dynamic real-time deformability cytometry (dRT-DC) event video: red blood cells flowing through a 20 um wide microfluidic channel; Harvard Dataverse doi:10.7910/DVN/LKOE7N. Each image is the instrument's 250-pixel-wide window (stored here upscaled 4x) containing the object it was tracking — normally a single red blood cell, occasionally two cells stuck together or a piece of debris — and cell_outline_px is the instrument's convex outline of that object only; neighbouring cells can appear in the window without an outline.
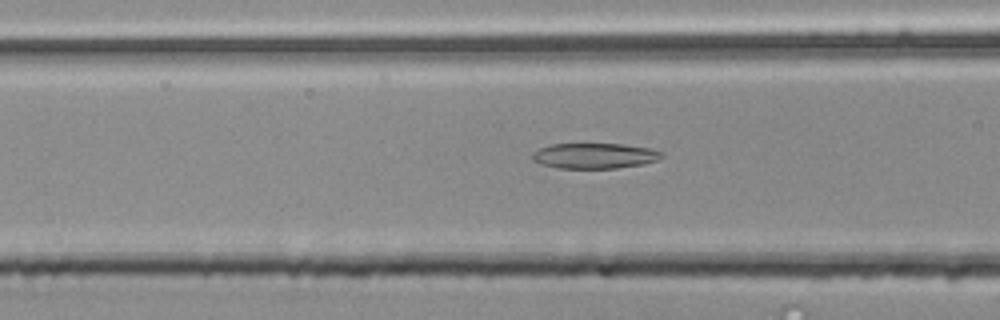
{"species": "common noctule bat (a hibernating species)", "species_latin": "Nyctalus noctula", "temperature_condition": "room temperature", "stored_images_in_passage": 45, "camera_frame_rate_fps": 3000, "um_per_image_px": 0.085, "animal": {"sex": "male", "body_mass_g": 20.4}, "frame": {"image": 1, "passage_image": 12, "time_ms": 3.667, "image_size_px": [1000, 320], "cell_outline_px": [[664, 156], [660, 160], [644, 164], [616, 168], [556, 168], [540, 164], [532, 160], [532, 152], [540, 148], [552, 144], [624, 144], [648, 148], [664, 152]], "centroid_in_image_um": [50.56, 13.25], "position_along_channel_um": 116.0, "area_um2": 19.36}}
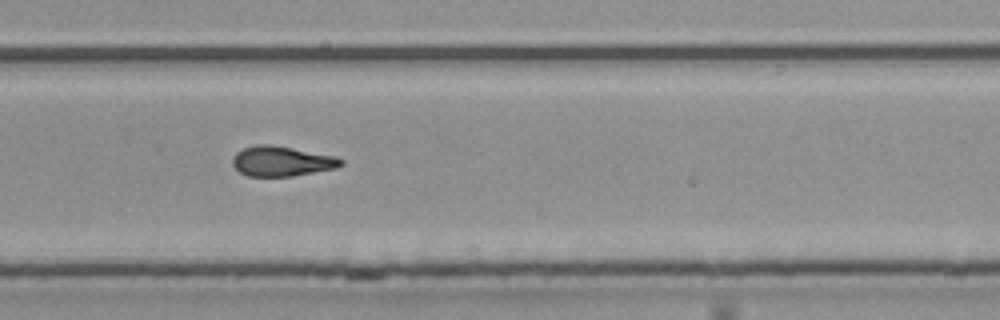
{"frame": {"image": 2, "passage_image": 27, "time_ms": 8.667, "image_size_px": [1000, 320], "cell_outline_px": [[344, 164], [336, 168], [292, 176], [248, 176], [240, 172], [232, 164], [232, 156], [236, 152], [244, 148], [256, 144], [268, 144], [292, 148], [336, 156], [344, 160]], "centroid_in_image_um": [23.94, 13.7], "position_along_channel_um": 305.9, "area_um2": 18.96}}
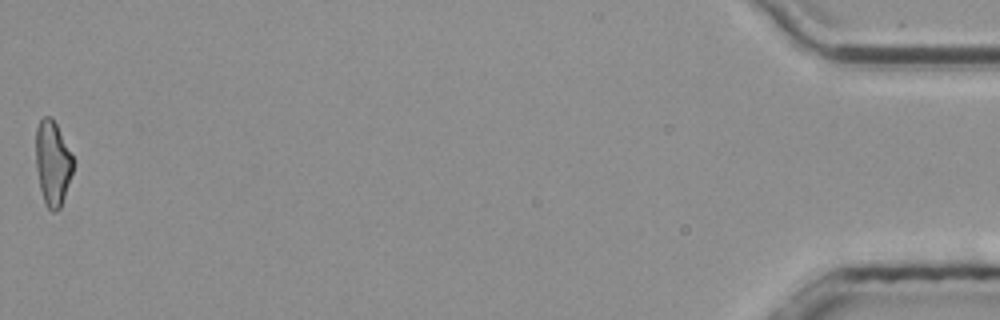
{"frame": {"image": 3, "passage_image": 45, "time_ms": 14.667, "image_size_px": [1000, 320], "cell_outline_px": [[76, 164], [60, 208], [56, 212], [52, 212], [44, 204], [40, 188], [36, 168], [36, 128], [40, 120], [44, 116], [48, 116], [56, 124], [76, 160]], "centroid_in_image_um": [4.5, 13.89], "position_along_channel_um": 430.7, "area_um2": 18.73}, "authors_computed_cell_mechanics": {"area_um2": 19.0162, "velocity_mm_per_s": 3.8008, "shape_relaxation_time_tau1_ms": null, "shape_relaxation_time_tau2_ms": 3.7109, "deformation_change_tau1": null, "deformation_change_tau2": 0.1318}}